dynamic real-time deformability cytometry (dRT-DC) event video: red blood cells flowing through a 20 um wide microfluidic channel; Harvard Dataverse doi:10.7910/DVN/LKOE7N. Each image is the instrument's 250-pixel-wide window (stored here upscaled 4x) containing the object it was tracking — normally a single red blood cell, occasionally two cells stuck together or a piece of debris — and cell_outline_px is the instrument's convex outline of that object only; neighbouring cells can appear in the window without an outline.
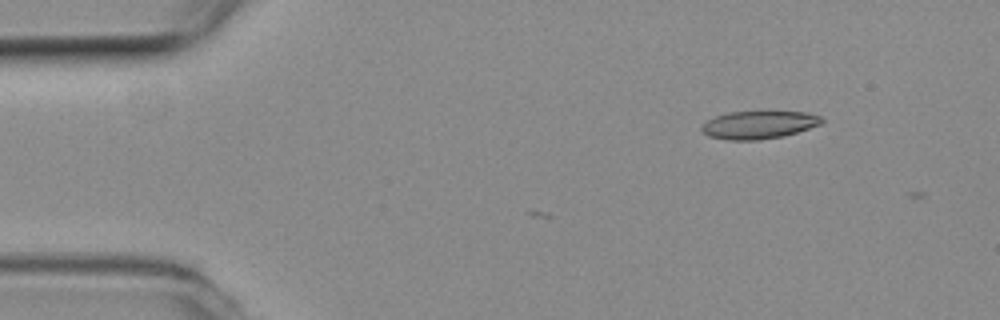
{"species": "common noctule bat (a hibernating species)", "species_latin": "Nyctalus noctula", "temperature_condition": "room temperature", "stored_images_in_passage": 2, "camera_frame_rate_fps": 3000, "um_per_image_px": 0.085, "animal": {"sex": "female", "body_mass_g": 19.3, "forearm_length_mm": 54.1}, "frame": {"image": 1, "passage_image": 2, "time_ms": 0.333, "image_size_px": [1000, 320], "cell_outline_px": [[824, 120], [820, 124], [784, 136], [760, 140], [728, 140], [708, 136], [700, 128], [708, 120], [716, 116], [728, 112], [808, 112], [820, 116]], "centroid_in_image_um": [64.49, 10.62], "position_along_channel_um": 20.5, "area_um2": 19.31}}